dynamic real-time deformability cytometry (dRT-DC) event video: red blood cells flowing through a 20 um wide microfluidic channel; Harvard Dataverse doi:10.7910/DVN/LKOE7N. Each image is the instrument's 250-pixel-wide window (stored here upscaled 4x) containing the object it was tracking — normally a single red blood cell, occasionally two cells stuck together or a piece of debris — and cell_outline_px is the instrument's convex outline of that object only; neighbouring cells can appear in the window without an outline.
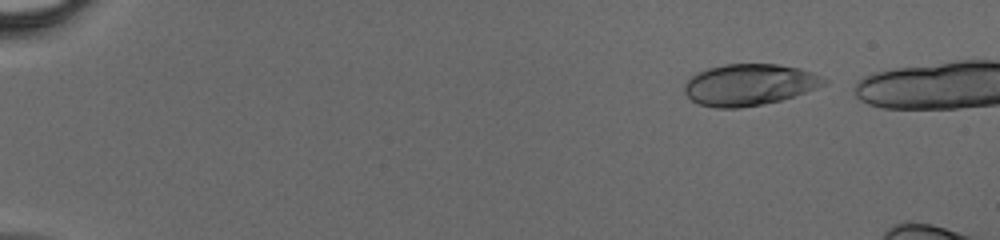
{"species": "human", "species_latin": "Homo sapiens", "temperature_condition": "cold", "stored_images_in_passage": 39, "camera_frame_rate_fps": 3000, "um_per_image_px": 0.085, "donor": {"sex": "male"}, "frame": {"image": 1, "passage_image": 1, "time_ms": 0.0, "image_size_px": [1000, 240], "cell_outline_px": [[828, 80], [824, 84], [816, 88], [780, 100], [740, 108], [716, 108], [700, 104], [692, 100], [684, 92], [684, 84], [692, 76], [708, 68], [724, 64], [776, 64], [800, 68], [812, 72]], "centroid_in_image_um": [63.67, 7.19], "position_along_channel_um": 21.3, "area_um2": 33.35}}
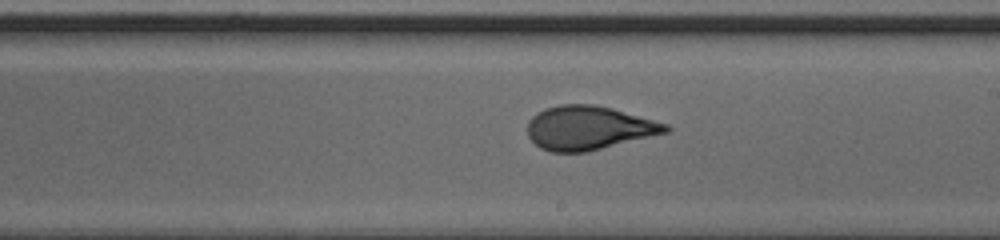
{"frame": {"image": 2, "passage_image": 24, "time_ms": 7.667, "image_size_px": [1000, 240], "cell_outline_px": [[672, 128], [668, 132], [588, 152], [552, 152], [540, 148], [528, 136], [528, 120], [536, 112], [544, 108], [560, 104], [592, 104], [612, 108], [668, 124]], "centroid_in_image_um": [50.03, 10.87], "position_along_channel_um": 239.0, "area_um2": 35.43}}
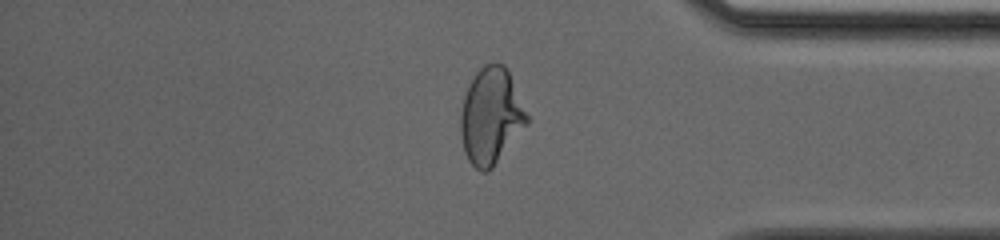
{"frame": {"image": 3, "passage_image": 35, "time_ms": 11.333, "image_size_px": [1000, 240], "cell_outline_px": [[528, 124], [492, 168], [488, 172], [480, 172], [468, 160], [464, 152], [460, 132], [460, 116], [464, 96], [476, 72], [484, 64], [504, 64], [508, 72], [528, 116]], "centroid_in_image_um": [41.71, 9.91], "position_along_channel_um": 393.5, "area_um2": 36.76}}